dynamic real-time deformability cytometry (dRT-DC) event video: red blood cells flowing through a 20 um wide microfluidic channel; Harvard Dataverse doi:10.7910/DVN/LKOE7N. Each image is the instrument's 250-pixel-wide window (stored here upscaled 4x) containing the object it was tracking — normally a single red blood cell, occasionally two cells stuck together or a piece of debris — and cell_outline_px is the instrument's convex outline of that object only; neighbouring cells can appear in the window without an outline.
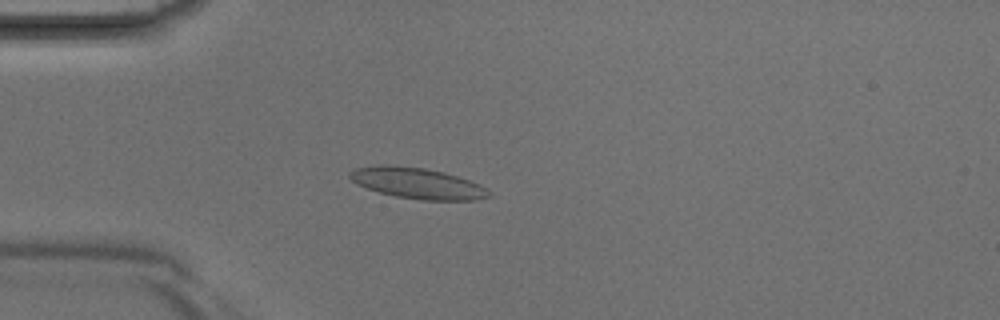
{"species": "Egyptian fruit bat (a non-hibernating species)", "species_latin": "Rousettus aegyptiacus", "temperature_condition": "room temperature", "stored_images_in_passage": 3, "camera_frame_rate_fps": 3000, "um_per_image_px": 0.085, "animal": {"sex": "male"}, "frame": {"image": 1, "passage_image": 3, "time_ms": 0.667, "image_size_px": [1000, 320], "cell_outline_px": [[492, 196], [476, 200], [420, 200], [396, 196], [380, 192], [356, 184], [348, 176], [348, 172], [356, 168], [384, 164], [392, 164], [424, 168], [444, 172], [480, 184], [488, 188]], "centroid_in_image_um": [35.49, 15.57], "position_along_channel_um": 49.5, "area_um2": 25.14}}